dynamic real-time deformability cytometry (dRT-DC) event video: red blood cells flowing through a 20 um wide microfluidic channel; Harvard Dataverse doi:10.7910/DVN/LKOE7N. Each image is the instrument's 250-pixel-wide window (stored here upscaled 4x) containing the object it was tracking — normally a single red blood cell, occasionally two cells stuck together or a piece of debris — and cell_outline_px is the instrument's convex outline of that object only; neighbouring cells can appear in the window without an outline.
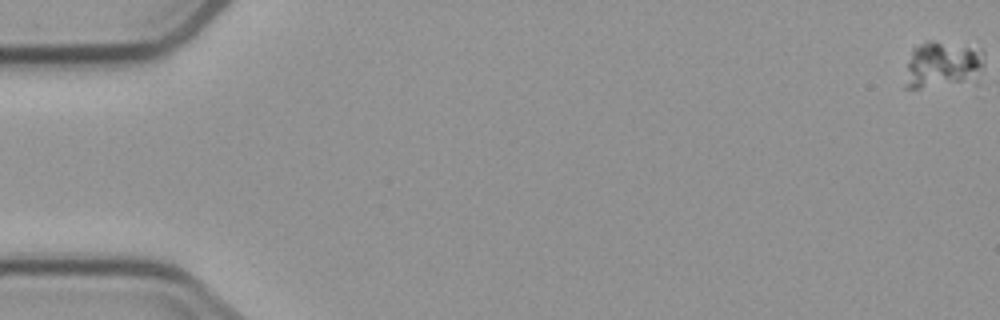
{"species": "common noctule bat (a hibernating species)", "species_latin": "Nyctalus noctula", "temperature_condition": "cold", "stored_images_in_passage": 4, "camera_frame_rate_fps": 3000, "um_per_image_px": 0.085, "animal": {"sex": "male", "body_mass_g": 23.1, "forearm_length_mm": 52.7}, "frame": {"image": 1, "passage_image": 1, "time_ms": 0.0, "image_size_px": [1000, 320], "cell_outline_px": [[984, 60], [976, 84], [920, 88], [904, 88], [904, 84], [908, 64], [912, 48], [924, 40], [928, 40], [980, 48], [984, 52]], "centroid_in_image_um": [80.16, 5.54], "position_along_channel_um": 4.8, "area_um2": 22.43}}